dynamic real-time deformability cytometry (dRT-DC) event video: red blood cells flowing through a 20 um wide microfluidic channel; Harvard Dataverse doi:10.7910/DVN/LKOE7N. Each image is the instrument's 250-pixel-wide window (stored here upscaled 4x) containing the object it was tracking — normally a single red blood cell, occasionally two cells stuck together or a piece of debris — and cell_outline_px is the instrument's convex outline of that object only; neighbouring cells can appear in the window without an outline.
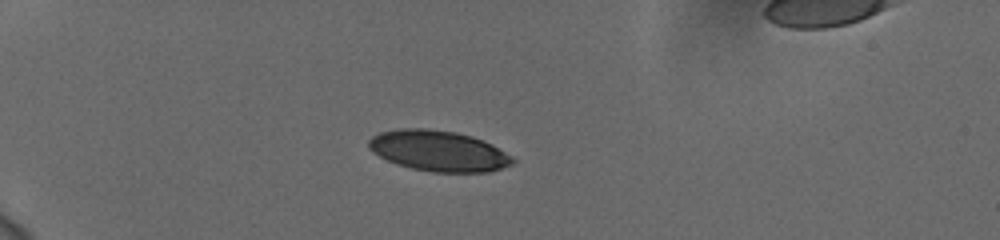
{"species": "human", "species_latin": "Homo sapiens", "temperature_condition": "cold", "stored_images_in_passage": 41, "camera_frame_rate_fps": 3000, "um_per_image_px": 0.085, "donor": {"sex": "female"}, "frame": {"image": 1, "passage_image": 1, "time_ms": 0.0, "image_size_px": [1000, 240], "cell_outline_px": [[516, 160], [512, 164], [488, 172], [432, 172], [412, 168], [396, 164], [372, 152], [368, 148], [368, 140], [372, 136], [380, 132], [400, 128], [424, 128], [456, 132], [472, 136], [492, 144], [512, 156]], "centroid_in_image_um": [37.26, 12.82], "position_along_channel_um": 47.7, "area_um2": 34.16}}
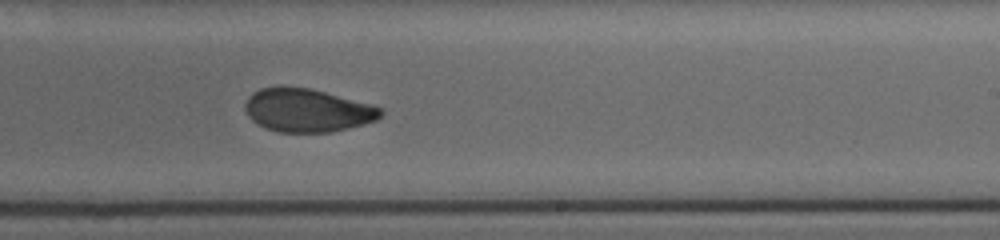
{"frame": {"image": 2, "passage_image": 22, "time_ms": 7.0, "image_size_px": [1000, 240], "cell_outline_px": [[384, 112], [376, 120], [364, 124], [332, 132], [280, 132], [264, 128], [252, 120], [248, 116], [244, 108], [244, 104], [248, 96], [252, 92], [260, 88], [308, 88], [372, 104], [380, 108]], "centroid_in_image_um": [26.1, 9.4], "position_along_channel_um": 262.9, "area_um2": 33.87}}
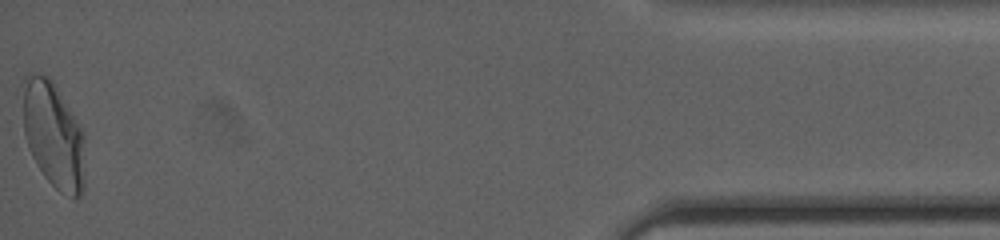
{"frame": {"image": 3, "passage_image": 41, "time_ms": 13.333, "image_size_px": [1000, 240], "cell_outline_px": [[84, 188], [80, 196], [72, 196], [60, 192], [44, 176], [36, 164], [28, 148], [24, 132], [20, 84], [24, 76], [28, 72], [32, 72], [48, 76], [52, 80], [84, 132]], "centroid_in_image_um": [4.49, 11.41], "position_along_channel_um": 430.7, "area_um2": 39.13}, "authors_computed_cell_mechanics": {"area_um2": 35.3736, "velocity_mm_per_s": 3.7413, "shape_relaxation_time_tau1_ms": 6.2692, "shape_relaxation_time_tau2_ms": 1.8468, "deformation_change_tau1": 0.1658, "deformation_change_tau2": 0.0659}}